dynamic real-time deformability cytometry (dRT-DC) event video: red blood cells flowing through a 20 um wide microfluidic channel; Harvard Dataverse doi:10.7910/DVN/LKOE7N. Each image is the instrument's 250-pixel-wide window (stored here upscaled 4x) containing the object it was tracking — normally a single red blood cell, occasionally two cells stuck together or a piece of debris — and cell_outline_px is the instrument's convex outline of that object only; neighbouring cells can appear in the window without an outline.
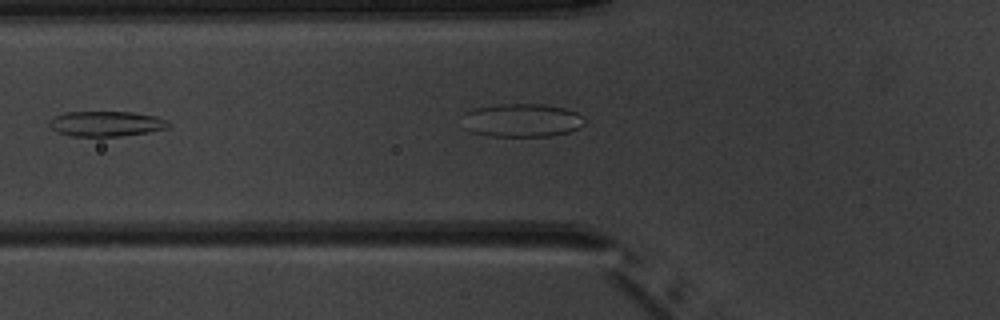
{"species": "common noctule bat (a hibernating species)", "species_latin": "Nyctalus noctula", "temperature_condition": "warm", "stored_images_in_passage": 7, "camera_frame_rate_fps": 3000, "um_per_image_px": 0.085, "animal": {"sex": "male", "body_mass_g": 20.1, "forearm_length_mm": 53.5}, "frame": {"image": 1, "passage_image": 5, "time_ms": 5.667, "image_size_px": [1000, 320], "cell_outline_px": [[172, 124], [168, 128], [148, 132], [120, 136], [72, 136], [56, 132], [48, 124], [48, 120], [52, 116], [68, 112], [132, 112], [156, 116], [168, 120]], "centroid_in_image_um": [9.02, 10.51], "position_along_channel_um": 116.8, "area_um2": 17.69}}
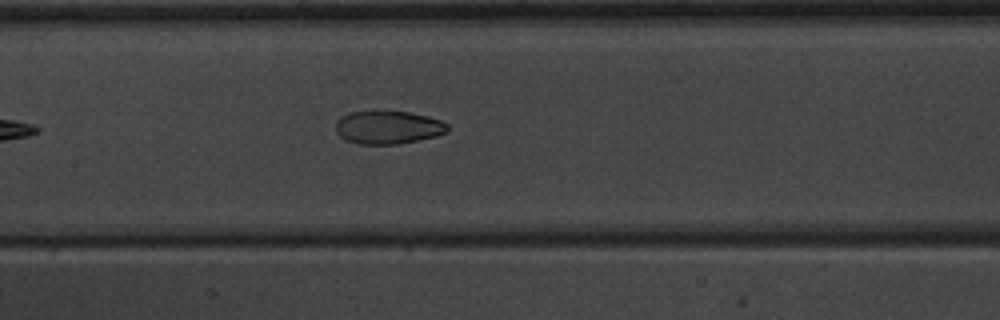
{"frame": {"image": 2, "passage_image": 7, "time_ms": 8.0, "image_size_px": [1000, 320], "cell_outline_px": [[448, 128], [444, 132], [436, 136], [396, 144], [360, 144], [344, 140], [336, 132], [336, 120], [348, 112], [408, 112], [428, 116], [440, 120], [448, 124]], "centroid_in_image_um": [32.95, 10.83], "position_along_channel_um": 174.5, "area_um2": 21.33}}